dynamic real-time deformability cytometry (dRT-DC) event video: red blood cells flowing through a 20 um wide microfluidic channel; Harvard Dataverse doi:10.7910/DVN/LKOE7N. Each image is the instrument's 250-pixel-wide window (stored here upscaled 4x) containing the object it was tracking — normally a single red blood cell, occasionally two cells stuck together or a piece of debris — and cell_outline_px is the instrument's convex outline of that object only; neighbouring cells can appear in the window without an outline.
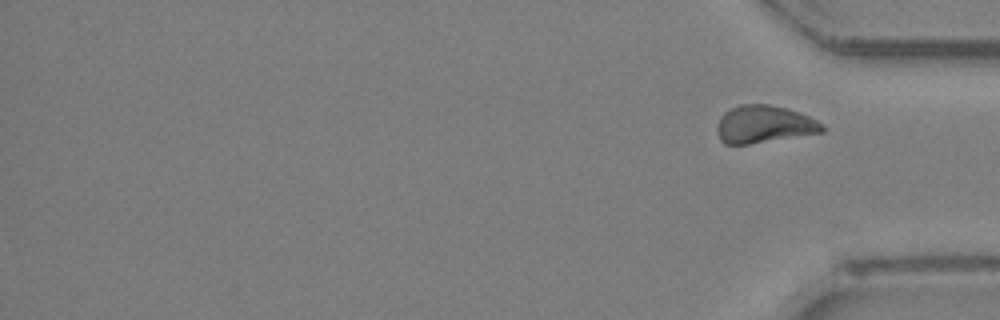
{"species": "Egyptian fruit bat (a non-hibernating species)", "species_latin": "Rousettus aegyptiacus", "temperature_condition": "room temperature", "stored_images_in_passage": 27, "segment_of_instrument_passage": [2, 2], "camera_frame_rate_fps": 3000, "um_per_image_px": 0.085, "animal": {"sex": "female"}, "frame": {"image": 1, "passage_image": 27, "time_ms": 8.667, "image_size_px": [1000, 320], "cell_outline_px": [[828, 128], [824, 132], [748, 144], [724, 144], [720, 140], [716, 128], [720, 116], [724, 112], [740, 104], [768, 104], [788, 108], [808, 116], [824, 124]], "centroid_in_image_um": [64.96, 10.56], "position_along_channel_um": 370.2, "area_um2": 23.12}}